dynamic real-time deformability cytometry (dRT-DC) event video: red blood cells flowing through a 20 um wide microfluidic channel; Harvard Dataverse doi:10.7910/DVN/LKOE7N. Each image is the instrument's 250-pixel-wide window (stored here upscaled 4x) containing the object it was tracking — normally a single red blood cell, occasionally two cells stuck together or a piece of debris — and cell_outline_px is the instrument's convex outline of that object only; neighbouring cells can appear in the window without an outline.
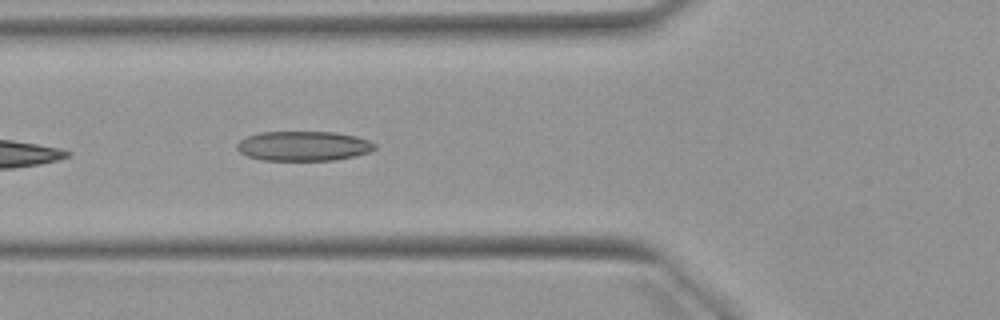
{"species": "Egyptian fruit bat (a non-hibernating species)", "species_latin": "Rousettus aegyptiacus", "temperature_condition": "warm", "stored_images_in_passage": 5, "camera_frame_rate_fps": 3000, "um_per_image_px": 0.085, "animal": {"sex": "female"}, "frame": {"image": 1, "passage_image": 5, "time_ms": 4.667, "image_size_px": [1000, 320], "cell_outline_px": [[376, 148], [368, 152], [352, 156], [332, 160], [264, 160], [248, 156], [240, 152], [236, 148], [236, 144], [240, 140], [248, 136], [260, 132], [336, 132], [356, 136], [368, 140], [376, 144]], "centroid_in_image_um": [25.78, 12.4], "position_along_channel_um": 100.0, "area_um2": 23.7}}